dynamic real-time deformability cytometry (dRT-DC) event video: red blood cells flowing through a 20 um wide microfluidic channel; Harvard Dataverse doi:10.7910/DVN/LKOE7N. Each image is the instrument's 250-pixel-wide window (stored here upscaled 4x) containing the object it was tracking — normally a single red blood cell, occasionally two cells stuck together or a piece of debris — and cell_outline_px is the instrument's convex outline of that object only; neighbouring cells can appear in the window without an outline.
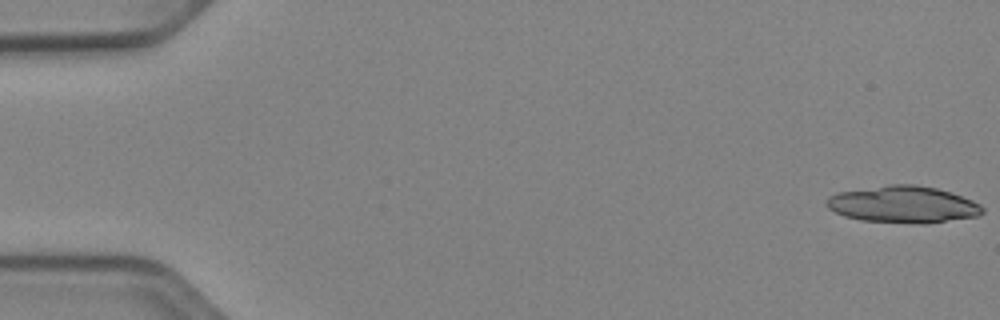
{"species": "Egyptian fruit bat (a non-hibernating species)", "species_latin": "Rousettus aegyptiacus", "temperature_condition": "cold", "stored_images_in_passage": 16, "camera_frame_rate_fps": 3000, "um_per_image_px": 0.085, "animal": {"sex": "female"}, "frame": {"image": 1, "passage_image": 1, "time_ms": 0.0, "image_size_px": [1000, 320], "cell_outline_px": [[984, 212], [980, 216], [944, 220], [860, 220], [844, 216], [828, 208], [824, 204], [828, 196], [836, 192], [888, 184], [912, 184], [936, 188], [972, 200], [980, 204], [984, 208]], "centroid_in_image_um": [76.69, 17.31], "position_along_channel_um": 8.3, "area_um2": 32.19}}
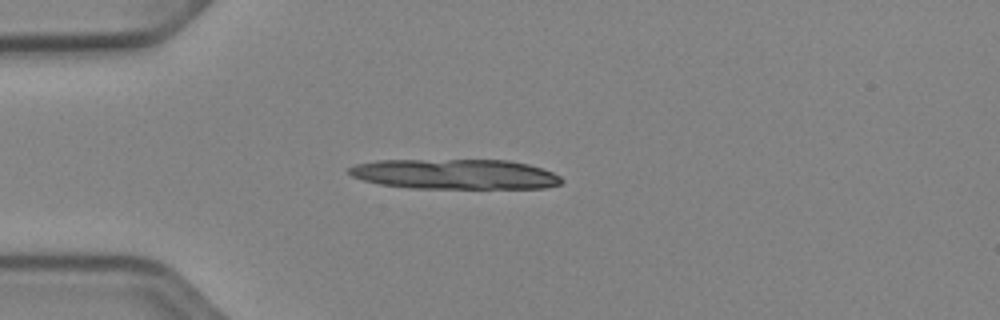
{"frame": {"image": 2, "passage_image": 14, "time_ms": 4.333, "image_size_px": [1000, 320], "cell_outline_px": [[564, 180], [560, 184], [544, 188], [408, 188], [380, 184], [364, 180], [352, 176], [348, 172], [348, 168], [356, 164], [376, 160], [508, 160], [528, 164], [552, 172], [560, 176]], "centroid_in_image_um": [38.67, 14.8], "position_along_channel_um": 46.3, "area_um2": 37.28}}